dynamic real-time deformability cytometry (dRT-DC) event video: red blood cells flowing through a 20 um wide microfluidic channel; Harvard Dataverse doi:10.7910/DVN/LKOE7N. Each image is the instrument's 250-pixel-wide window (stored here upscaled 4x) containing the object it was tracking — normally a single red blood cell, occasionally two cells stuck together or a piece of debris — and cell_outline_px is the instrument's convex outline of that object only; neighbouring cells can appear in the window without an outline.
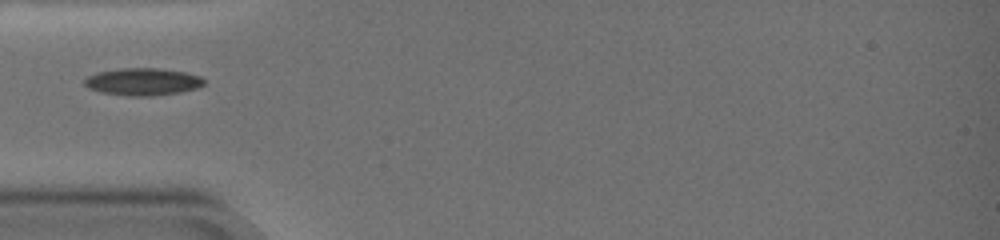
{"species": "common noctule bat (a hibernating species)", "species_latin": "Nyctalus noctula", "temperature_condition": "warm", "stored_images_in_passage": 45, "camera_frame_rate_fps": 3000, "um_per_image_px": 0.085, "animal": {"sex": "female", "body_mass_g": 19.0, "forearm_length_mm": 51.5}, "frame": {"image": 1, "passage_image": 1, "time_ms": 0.0, "image_size_px": [1000, 240], "cell_outline_px": [[204, 84], [196, 88], [176, 92], [152, 96], [132, 96], [104, 92], [92, 88], [84, 84], [84, 80], [88, 76], [100, 72], [124, 68], [156, 68], [184, 72], [200, 76], [204, 80]], "centroid_in_image_um": [12.16, 6.94], "position_along_channel_um": 72.8, "area_um2": 18.44}}
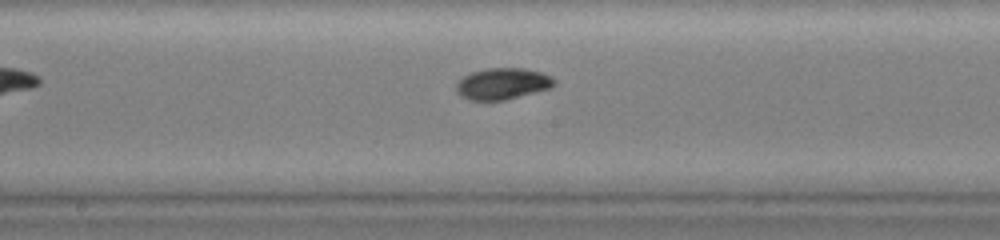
{"frame": {"image": 2, "passage_image": 15, "time_ms": 4.667, "image_size_px": [1000, 240], "cell_outline_px": [[552, 84], [548, 88], [504, 100], [472, 100], [464, 96], [456, 88], [456, 84], [464, 76], [472, 72], [488, 68], [524, 68], [540, 72], [548, 76], [552, 80]], "centroid_in_image_um": [42.67, 7.1], "position_along_channel_um": 205.5, "area_um2": 17.17}}
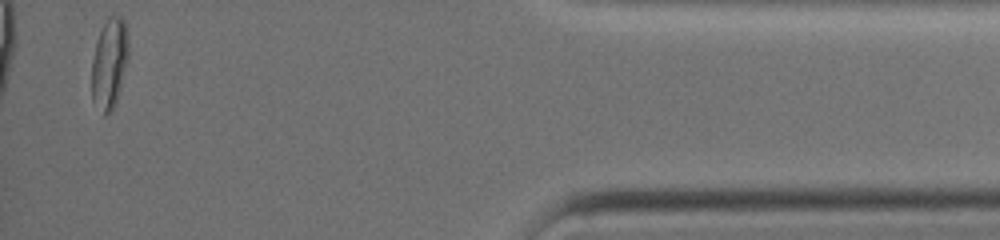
{"frame": {"image": 3, "passage_image": 44, "time_ms": 14.333, "image_size_px": [1000, 240], "cell_outline_px": [[128, 60], [116, 104], [112, 112], [104, 116], [92, 100], [92, 60], [96, 44], [100, 32], [108, 16], [120, 16], [124, 20], [128, 32]], "centroid_in_image_um": [9.32, 5.42], "position_along_channel_um": 425.9, "area_um2": 19.54}}